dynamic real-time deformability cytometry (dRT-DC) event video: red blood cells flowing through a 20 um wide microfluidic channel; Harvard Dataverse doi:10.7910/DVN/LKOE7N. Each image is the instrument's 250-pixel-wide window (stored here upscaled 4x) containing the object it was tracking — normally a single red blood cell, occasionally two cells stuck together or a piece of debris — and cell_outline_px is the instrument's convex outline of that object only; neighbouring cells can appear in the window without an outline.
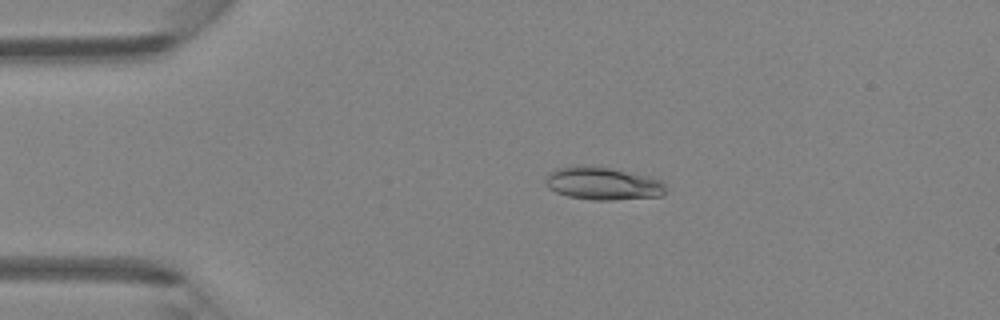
{"species": "Egyptian fruit bat (a non-hibernating species)", "species_latin": "Rousettus aegyptiacus", "temperature_condition": "room temperature", "stored_images_in_passage": 46, "camera_frame_rate_fps": 3000, "um_per_image_px": 0.085, "animal": {"sex": "female"}, "frame": {"image": 1, "passage_image": 10, "time_ms": 3.0, "image_size_px": [1000, 320], "cell_outline_px": [[664, 192], [660, 196], [612, 200], [592, 200], [568, 196], [556, 192], [548, 188], [544, 184], [544, 180], [548, 172], [556, 168], [576, 164], [584, 164], [612, 168], [648, 176], [664, 180]], "centroid_in_image_um": [51.17, 15.57], "position_along_channel_um": 33.8, "area_um2": 23.41}}
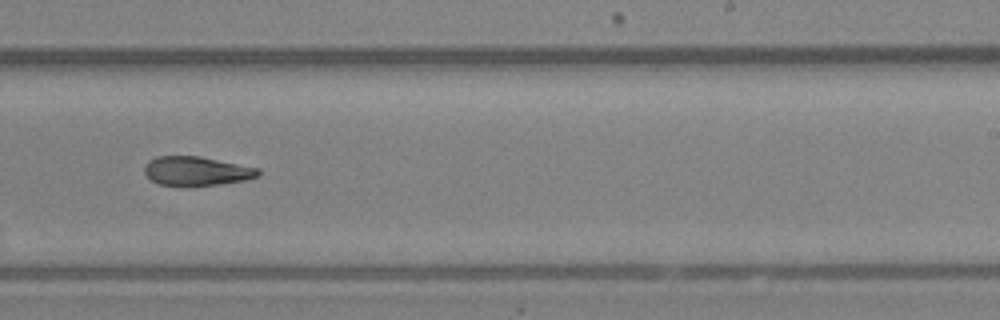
{"frame": {"image": 2, "passage_image": 29, "time_ms": 9.333, "image_size_px": [1000, 320], "cell_outline_px": [[260, 176], [244, 180], [220, 184], [160, 184], [152, 180], [144, 172], [144, 164], [148, 160], [156, 156], [200, 156], [260, 168]], "centroid_in_image_um": [16.72, 14.5], "position_along_channel_um": 272.3, "area_um2": 18.96}}
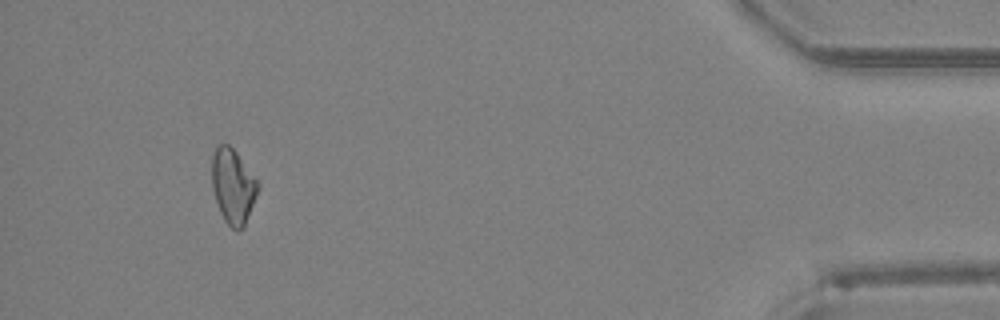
{"frame": {"image": 3, "passage_image": 43, "time_ms": 14.0, "image_size_px": [1000, 320], "cell_outline_px": [[260, 188], [244, 228], [236, 232], [224, 220], [220, 212], [212, 188], [212, 156], [216, 144], [228, 144], [236, 152], [260, 184]], "centroid_in_image_um": [19.81, 15.85], "position_along_channel_um": 415.4, "area_um2": 20.23}}